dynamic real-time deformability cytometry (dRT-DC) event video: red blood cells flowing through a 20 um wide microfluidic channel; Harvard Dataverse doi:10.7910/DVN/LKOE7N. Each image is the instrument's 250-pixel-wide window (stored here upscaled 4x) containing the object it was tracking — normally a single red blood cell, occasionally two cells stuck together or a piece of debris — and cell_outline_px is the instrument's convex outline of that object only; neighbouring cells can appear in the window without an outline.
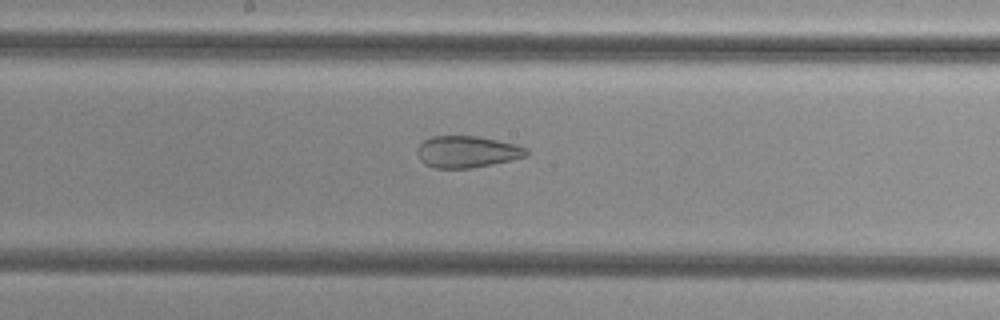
{"species": "common noctule bat (a hibernating species)", "species_latin": "Nyctalus noctula", "temperature_condition": "cold", "stored_images_in_passage": 43, "camera_frame_rate_fps": 3000, "um_per_image_px": 0.085, "animal": {"sex": "female", "body_mass_g": 29.2, "forearm_length_mm": 56.3}, "frame": {"image": 1, "passage_image": 18, "time_ms": 5.667, "image_size_px": [1000, 320], "cell_outline_px": [[528, 156], [492, 164], [468, 168], [436, 168], [424, 164], [420, 160], [416, 152], [416, 148], [424, 140], [432, 136], [476, 136], [516, 144], [528, 148]], "centroid_in_image_um": [39.68, 12.9], "position_along_channel_um": 208.5, "area_um2": 20.17}}
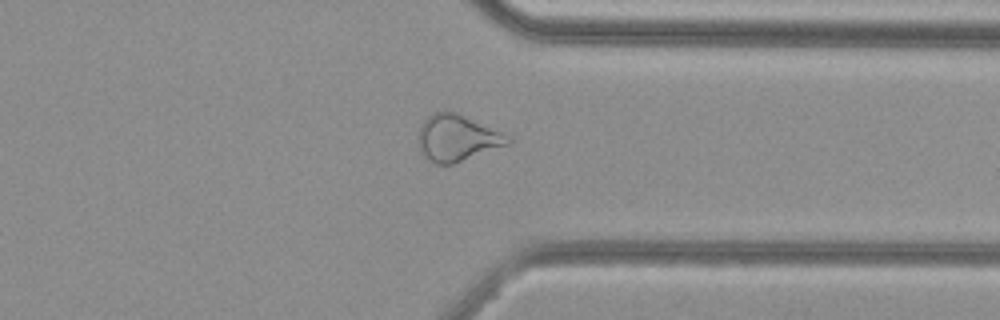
{"frame": {"image": 2, "passage_image": 31, "time_ms": 10.0, "image_size_px": [1000, 320], "cell_outline_px": [[512, 140], [508, 144], [452, 164], [436, 164], [420, 148], [420, 124], [432, 112], [456, 112], [512, 136]], "centroid_in_image_um": [38.9, 11.7], "position_along_channel_um": 372.5, "area_um2": 23.58}}
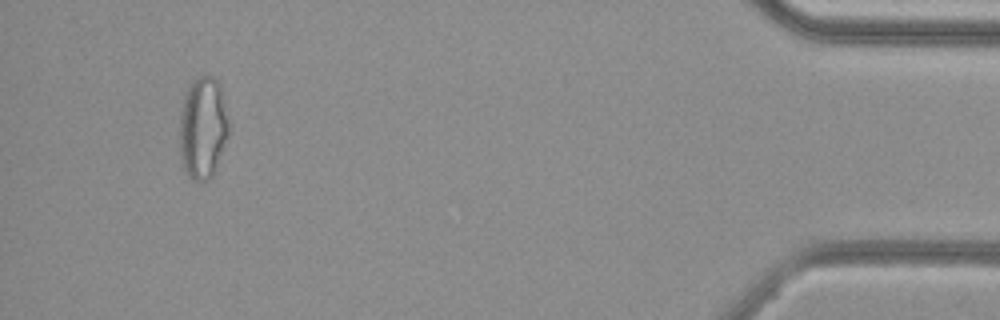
{"frame": {"image": 3, "passage_image": 40, "time_ms": 13.0, "image_size_px": [1000, 320], "cell_outline_px": [[228, 136], [216, 168], [212, 176], [208, 180], [192, 180], [184, 172], [180, 160], [180, 112], [184, 96], [188, 84], [200, 76], [212, 76], [220, 84], [224, 100], [228, 124]], "centroid_in_image_um": [17.22, 10.88], "position_along_channel_um": 418.0, "area_um2": 29.42}, "authors_computed_cell_mechanics": {"area_um2": 25.2008, "velocity_mm_per_s": 3.8152, "shape_relaxation_time_tau1_ms": null, "shape_relaxation_time_tau2_ms": 2.1918, "deformation_change_tau1": null, "deformation_change_tau2": 0.0987}}